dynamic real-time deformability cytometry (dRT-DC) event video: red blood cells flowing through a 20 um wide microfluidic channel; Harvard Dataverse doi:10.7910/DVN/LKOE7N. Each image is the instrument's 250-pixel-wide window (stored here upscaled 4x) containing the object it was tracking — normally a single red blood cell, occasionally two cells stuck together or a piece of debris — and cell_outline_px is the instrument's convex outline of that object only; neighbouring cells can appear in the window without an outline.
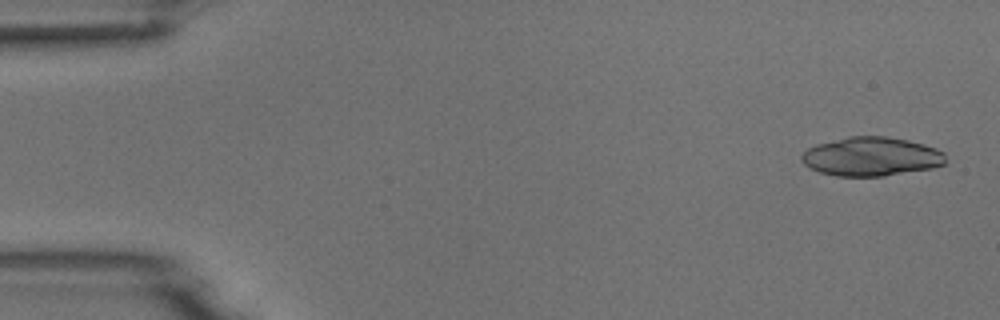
{"species": "common noctule bat (a hibernating species)", "species_latin": "Nyctalus noctula", "temperature_condition": "room temperature", "stored_images_in_passage": 7, "camera_frame_rate_fps": 3000, "um_per_image_px": 0.085, "animal": {"sex": "male", "body_mass_g": 18.8}, "frame": {"image": 1, "passage_image": 1, "time_ms": 0.0, "image_size_px": [1000, 320], "cell_outline_px": [[944, 164], [932, 168], [884, 176], [836, 176], [820, 172], [804, 164], [800, 160], [800, 156], [808, 148], [816, 144], [848, 136], [884, 136], [908, 140], [924, 144], [936, 148], [944, 152]], "centroid_in_image_um": [74.04, 13.3], "position_along_channel_um": 11.0, "area_um2": 32.66}}